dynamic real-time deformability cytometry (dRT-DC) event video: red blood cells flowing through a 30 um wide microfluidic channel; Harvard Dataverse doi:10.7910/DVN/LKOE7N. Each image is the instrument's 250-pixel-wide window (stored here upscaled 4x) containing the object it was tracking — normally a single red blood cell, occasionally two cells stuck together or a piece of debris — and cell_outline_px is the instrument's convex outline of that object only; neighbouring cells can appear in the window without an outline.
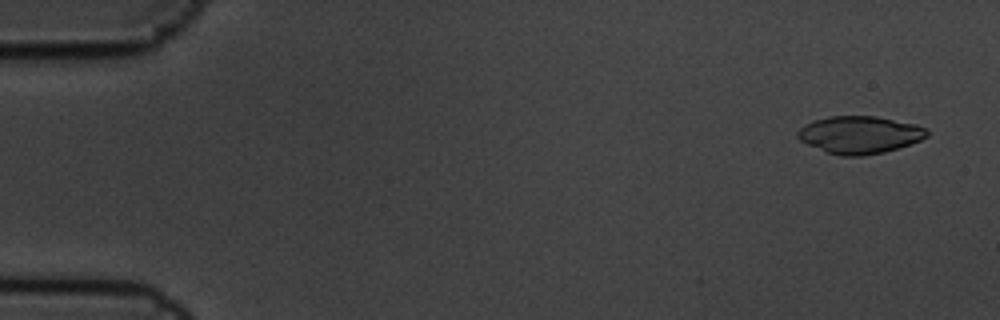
{"species": "common noctule bat (a hibernating species)", "species_latin": "Nyctalus noctula", "temperature_condition": "cold", "stored_images_in_passage": 6, "camera_frame_rate_fps": 3000, "um_per_image_px": 0.085, "animal": {"sex": "male", "body_mass_g": 19.5, "forearm_length_mm": 54.6}, "frame": {"image": 1, "passage_image": 1, "time_ms": 0.0, "image_size_px": [1000, 320], "cell_outline_px": [[928, 136], [920, 140], [884, 152], [864, 156], [840, 156], [824, 152], [800, 140], [796, 136], [796, 132], [804, 124], [812, 120], [828, 116], [876, 116], [916, 124], [928, 128]], "centroid_in_image_um": [73.04, 11.45], "position_along_channel_um": 12.0, "area_um2": 28.44}}